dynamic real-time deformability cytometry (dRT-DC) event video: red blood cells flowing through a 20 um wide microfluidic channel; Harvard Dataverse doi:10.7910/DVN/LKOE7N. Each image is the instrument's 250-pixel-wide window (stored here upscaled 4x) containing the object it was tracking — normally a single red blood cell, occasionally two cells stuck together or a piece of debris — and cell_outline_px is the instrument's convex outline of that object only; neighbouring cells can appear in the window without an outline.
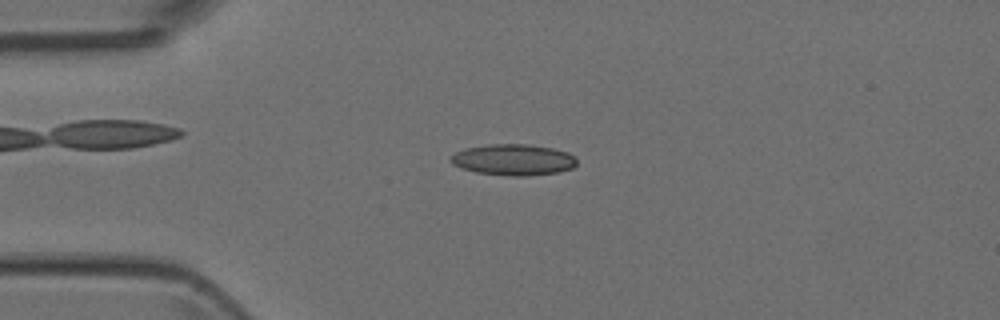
{"species": "Egyptian fruit bat (a non-hibernating species)", "species_latin": "Rousettus aegyptiacus", "temperature_condition": "room temperature", "stored_images_in_passage": 42, "camera_frame_rate_fps": 3000, "um_per_image_px": 0.085, "animal": {"sex": "female"}, "frame": {"image": 1, "passage_image": 3, "time_ms": 0.667, "image_size_px": [1000, 320], "cell_outline_px": [[576, 164], [572, 168], [556, 172], [524, 176], [512, 176], [476, 172], [452, 164], [448, 160], [448, 156], [464, 148], [488, 144], [528, 144], [552, 148], [568, 152], [576, 160]], "centroid_in_image_um": [43.58, 13.56], "position_along_channel_um": 41.4, "area_um2": 22.83}}
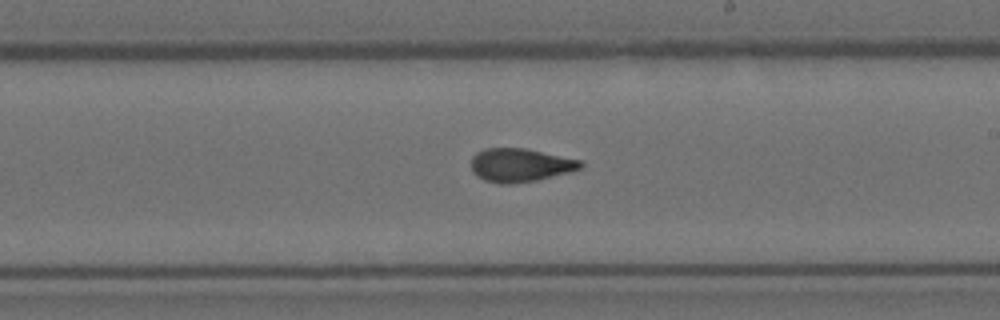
{"frame": {"image": 2, "passage_image": 20, "time_ms": 6.333, "image_size_px": [1000, 320], "cell_outline_px": [[584, 164], [580, 168], [572, 172], [536, 180], [512, 184], [500, 184], [484, 180], [476, 176], [472, 172], [472, 156], [476, 152], [484, 148], [524, 148], [580, 160]], "centroid_in_image_um": [44.19, 14.04], "position_along_channel_um": 244.8, "area_um2": 21.39}}
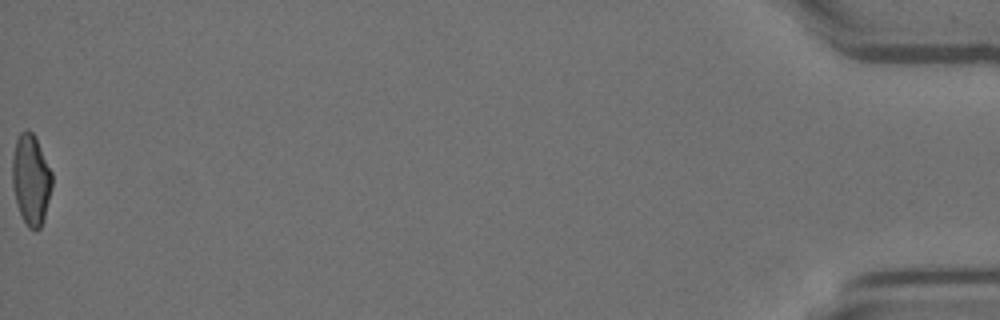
{"frame": {"image": 3, "passage_image": 42, "time_ms": 13.667, "image_size_px": [1000, 320], "cell_outline_px": [[52, 188], [44, 220], [40, 228], [28, 228], [20, 212], [16, 200], [12, 184], [12, 156], [16, 140], [20, 132], [28, 128], [32, 132], [52, 172]], "centroid_in_image_um": [2.63, 15.25], "position_along_channel_um": 432.6, "area_um2": 20.81}}